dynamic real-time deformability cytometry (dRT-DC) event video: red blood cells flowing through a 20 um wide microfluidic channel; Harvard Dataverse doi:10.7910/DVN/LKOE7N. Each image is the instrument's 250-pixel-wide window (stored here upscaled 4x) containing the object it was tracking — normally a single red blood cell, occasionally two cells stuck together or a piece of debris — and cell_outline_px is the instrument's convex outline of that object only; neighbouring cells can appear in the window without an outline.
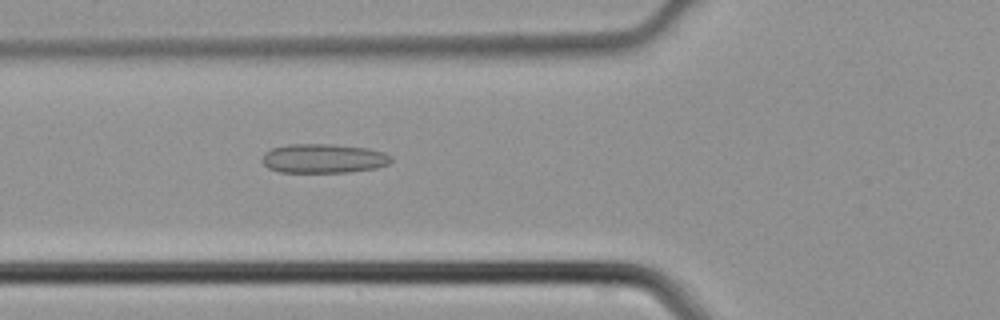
{"species": "common noctule bat (a hibernating species)", "species_latin": "Nyctalus noctula", "temperature_condition": "cold", "stored_images_in_passage": 37, "camera_frame_rate_fps": 3000, "um_per_image_px": 0.085, "animal": {"sex": "male", "body_mass_g": 21.5, "forearm_length_mm": 52.0}, "frame": {"image": 1, "passage_image": 9, "time_ms": 2.667, "image_size_px": [1000, 320], "cell_outline_px": [[392, 160], [388, 164], [376, 168], [348, 172], [280, 172], [268, 168], [260, 160], [264, 152], [272, 148], [288, 144], [332, 144], [368, 148], [384, 152], [392, 156]], "centroid_in_image_um": [27.48, 13.46], "position_along_channel_um": 98.3, "area_um2": 22.14}}
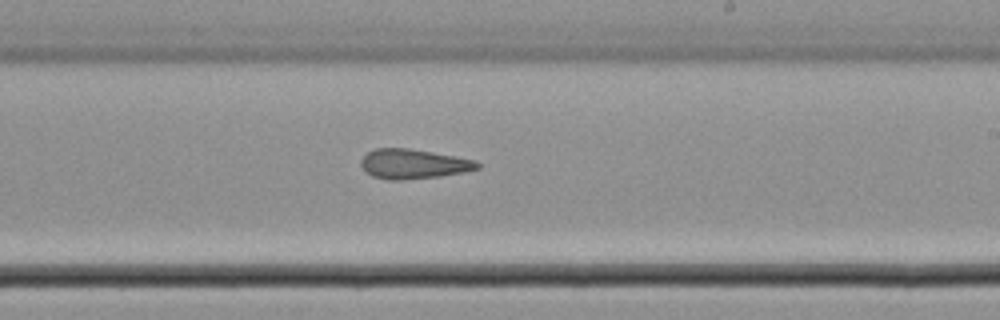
{"frame": {"image": 2, "passage_image": 19, "time_ms": 6.0, "image_size_px": [1000, 320], "cell_outline_px": [[480, 168], [464, 172], [440, 176], [404, 180], [388, 180], [372, 176], [360, 164], [360, 160], [368, 152], [376, 148], [408, 148], [432, 152], [476, 160], [480, 164]], "centroid_in_image_um": [35.15, 13.94], "position_along_channel_um": 253.9, "area_um2": 20.06}}
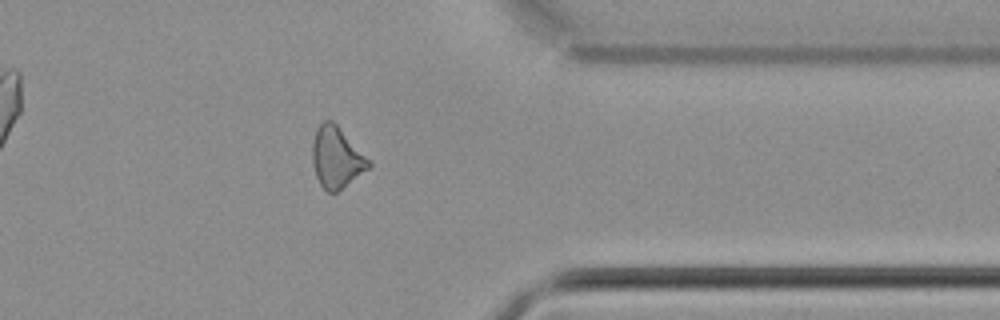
{"frame": {"image": 3, "passage_image": 28, "time_ms": 9.0, "image_size_px": [1000, 320], "cell_outline_px": [[372, 164], [368, 168], [336, 192], [328, 192], [320, 184], [316, 176], [312, 164], [312, 144], [316, 128], [324, 120], [332, 120], [336, 124]], "centroid_in_image_um": [28.55, 13.37], "position_along_channel_um": 382.9, "area_um2": 19.48}}